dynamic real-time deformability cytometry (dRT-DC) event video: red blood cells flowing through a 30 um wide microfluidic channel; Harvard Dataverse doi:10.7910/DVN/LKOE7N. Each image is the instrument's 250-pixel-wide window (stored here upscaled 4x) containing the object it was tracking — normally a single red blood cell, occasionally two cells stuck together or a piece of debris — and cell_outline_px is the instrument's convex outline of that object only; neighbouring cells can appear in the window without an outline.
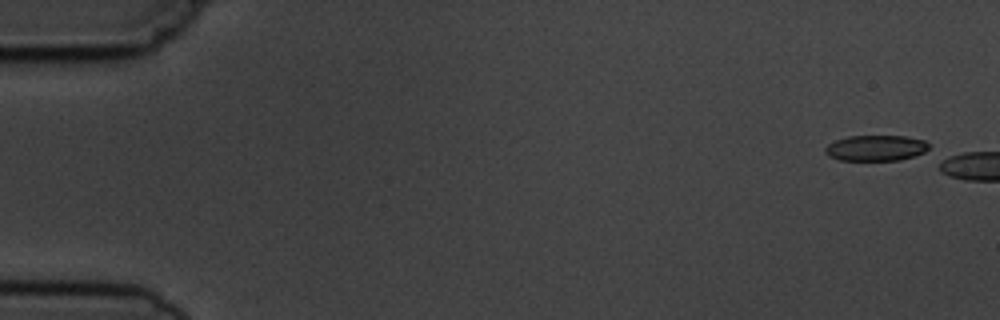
{"species": "common noctule bat (a hibernating species)", "species_latin": "Nyctalus noctula", "temperature_condition": "cold", "stored_images_in_passage": 2, "camera_frame_rate_fps": 3000, "um_per_image_px": 0.085, "animal": {"sex": "male", "body_mass_g": 19.5, "forearm_length_mm": 54.6}, "frame": {"image": 1, "passage_image": 1, "time_ms": 0.0, "image_size_px": [1000, 320], "cell_outline_px": [[928, 148], [924, 152], [916, 156], [900, 160], [840, 160], [828, 156], [824, 152], [824, 148], [828, 144], [836, 140], [848, 136], [904, 136], [924, 140], [928, 144]], "centroid_in_image_um": [74.43, 12.58], "position_along_channel_um": 10.6, "area_um2": 15.55}}